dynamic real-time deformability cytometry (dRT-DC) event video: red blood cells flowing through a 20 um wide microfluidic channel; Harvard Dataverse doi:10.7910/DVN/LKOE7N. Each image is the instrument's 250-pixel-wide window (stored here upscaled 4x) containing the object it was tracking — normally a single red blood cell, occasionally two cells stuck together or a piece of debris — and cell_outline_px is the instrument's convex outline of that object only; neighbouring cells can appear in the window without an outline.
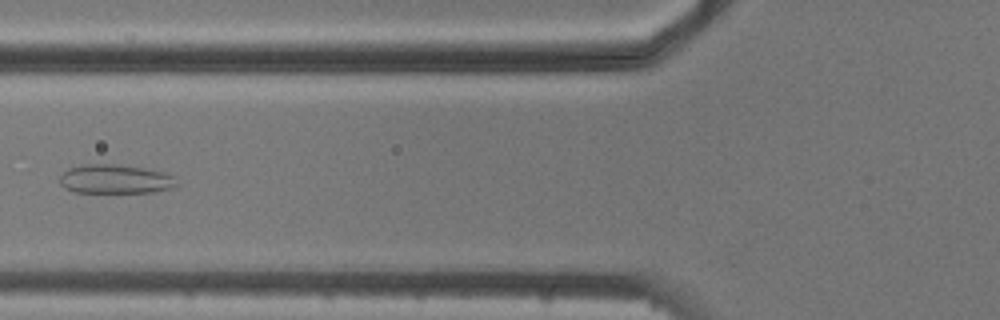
{"species": "common noctule bat (a hibernating species)", "species_latin": "Nyctalus noctula", "temperature_condition": "cold", "stored_images_in_passage": 4, "camera_frame_rate_fps": 3000, "um_per_image_px": 0.085, "animal": {"sex": "male", "body_mass_g": 20.5, "forearm_length_mm": 52.5}, "frame": {"image": 1, "passage_image": 4, "time_ms": 4.667, "image_size_px": [1000, 320], "cell_outline_px": [[180, 184], [172, 188], [152, 192], [72, 192], [64, 188], [60, 184], [60, 176], [68, 168], [80, 164], [112, 164], [144, 168], [164, 172], [172, 176]], "centroid_in_image_um": [9.78, 15.22], "position_along_channel_um": 116.0, "area_um2": 19.88}}